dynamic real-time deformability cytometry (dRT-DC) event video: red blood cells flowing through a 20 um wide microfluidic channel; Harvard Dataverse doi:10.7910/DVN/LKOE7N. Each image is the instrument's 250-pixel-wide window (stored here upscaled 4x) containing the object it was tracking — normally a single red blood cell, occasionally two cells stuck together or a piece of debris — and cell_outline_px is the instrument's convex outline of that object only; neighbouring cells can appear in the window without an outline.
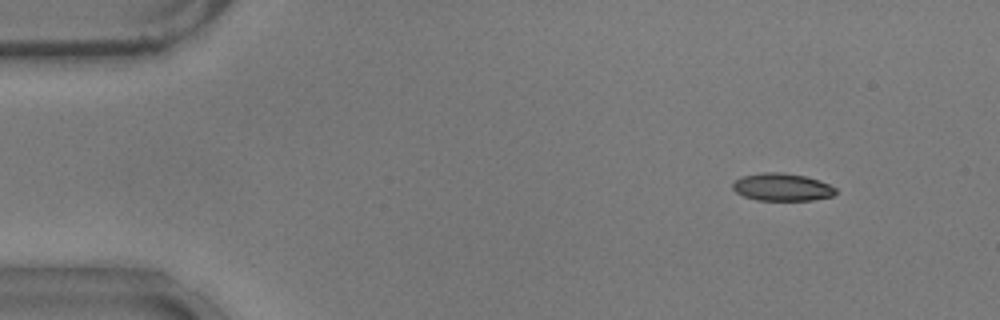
{"species": "common noctule bat (a hibernating species)", "species_latin": "Nyctalus noctula", "temperature_condition": "warm", "stored_images_in_passage": 54, "camera_frame_rate_fps": 3000, "um_per_image_px": 0.085, "animal": {"sex": "male", "body_mass_g": 17.9}, "frame": {"image": 1, "passage_image": 6, "time_ms": 1.667, "image_size_px": [1000, 320], "cell_outline_px": [[836, 192], [832, 196], [812, 200], [756, 200], [744, 196], [736, 192], [732, 188], [732, 184], [736, 180], [744, 176], [764, 172], [784, 172], [804, 176], [820, 180], [836, 188]], "centroid_in_image_um": [66.48, 15.9], "position_along_channel_um": 18.5, "area_um2": 16.47}}
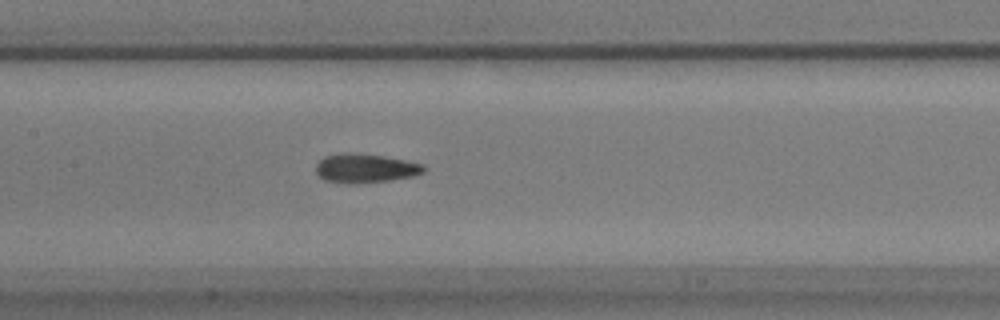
{"frame": {"image": 2, "passage_image": 26, "time_ms": 8.333, "image_size_px": [1000, 320], "cell_outline_px": [[424, 172], [412, 176], [388, 180], [352, 184], [324, 180], [316, 172], [316, 164], [324, 156], [340, 152], [352, 152], [384, 156], [424, 164]], "centroid_in_image_um": [31.01, 14.28], "position_along_channel_um": 176.4, "area_um2": 18.21}}
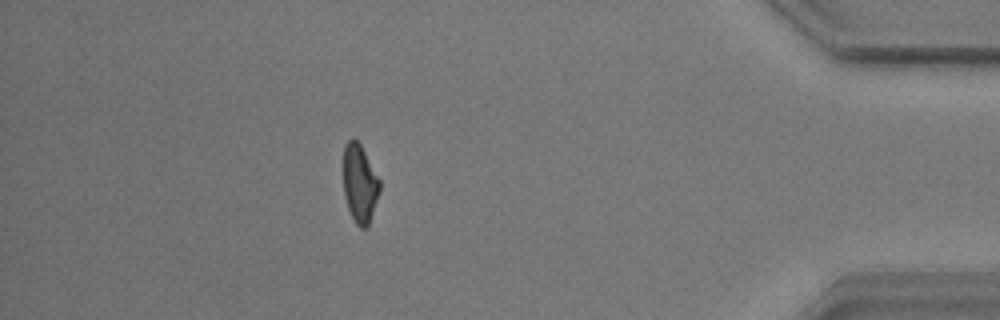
{"frame": {"image": 3, "passage_image": 48, "time_ms": 15.667, "image_size_px": [1000, 320], "cell_outline_px": [[380, 192], [368, 228], [360, 228], [356, 224], [348, 208], [344, 196], [344, 148], [348, 140], [352, 136], [360, 144], [380, 180]], "centroid_in_image_um": [30.59, 15.63], "position_along_channel_um": 404.6, "area_um2": 16.59}}